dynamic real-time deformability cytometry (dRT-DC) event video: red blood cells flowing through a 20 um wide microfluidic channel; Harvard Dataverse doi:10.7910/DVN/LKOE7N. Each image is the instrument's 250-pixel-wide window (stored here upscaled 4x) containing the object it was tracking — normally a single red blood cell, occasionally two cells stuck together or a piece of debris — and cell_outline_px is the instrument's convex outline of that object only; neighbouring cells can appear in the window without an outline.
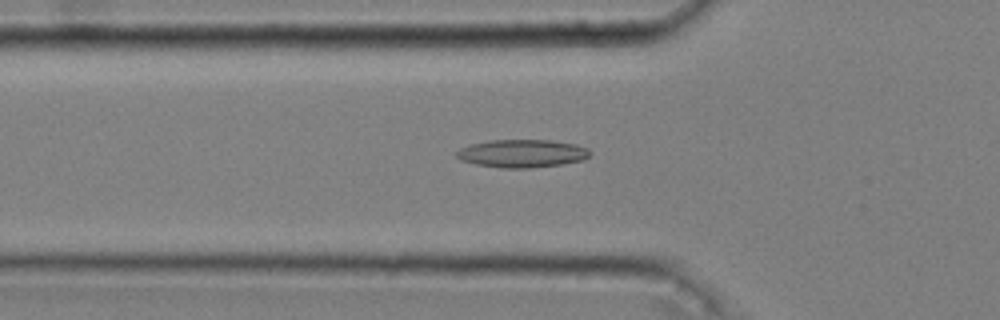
{"species": "common noctule bat (a hibernating species)", "species_latin": "Nyctalus noctula", "temperature_condition": "cold", "stored_images_in_passage": 48, "camera_frame_rate_fps": 3000, "um_per_image_px": 0.085, "animal": {"sex": "male", "body_mass_g": 20.4}, "frame": {"image": 1, "passage_image": 18, "time_ms": 5.667, "image_size_px": [1000, 320], "cell_outline_px": [[592, 152], [584, 160], [560, 164], [528, 168], [500, 168], [476, 164], [460, 160], [456, 156], [456, 152], [460, 148], [472, 144], [492, 140], [548, 140], [576, 144], [588, 148]], "centroid_in_image_um": [44.39, 13.04], "position_along_channel_um": 81.4, "area_um2": 21.68}}
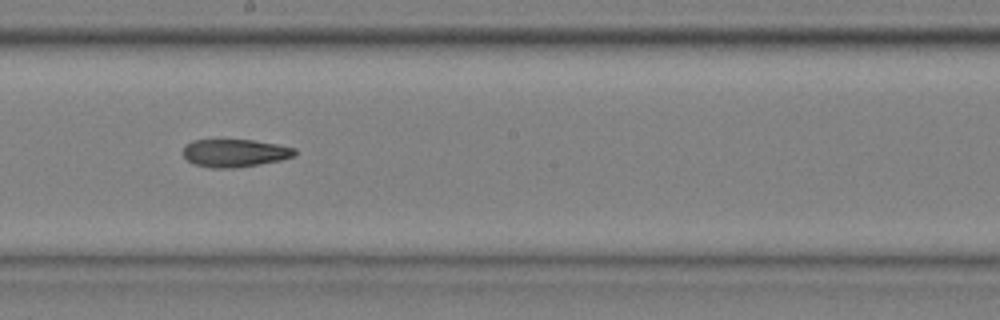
{"frame": {"image": 2, "passage_image": 30, "time_ms": 9.667, "image_size_px": [1000, 320], "cell_outline_px": [[296, 156], [280, 160], [260, 164], [236, 168], [212, 168], [192, 164], [184, 156], [184, 148], [192, 140], [252, 140], [276, 144], [296, 148]], "centroid_in_image_um": [19.98, 13.02], "position_along_channel_um": 228.2, "area_um2": 18.09}}
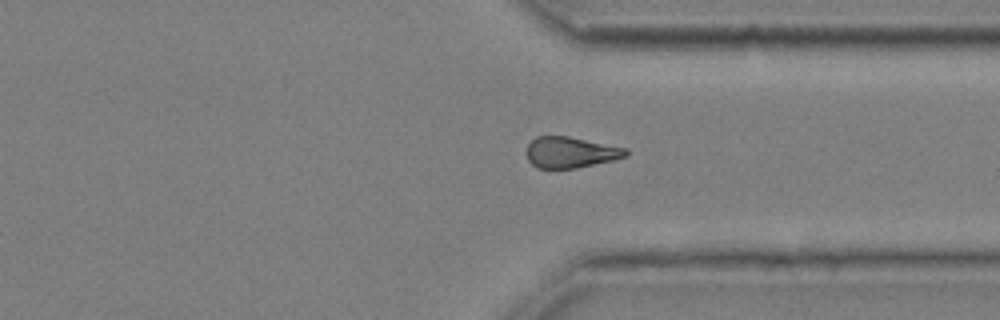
{"frame": {"image": 3, "passage_image": 41, "time_ms": 13.333, "image_size_px": [1000, 320], "cell_outline_px": [[628, 156], [612, 160], [576, 168], [536, 168], [528, 160], [528, 144], [536, 136], [568, 136], [628, 148]], "centroid_in_image_um": [48.52, 12.94], "position_along_channel_um": 362.9, "area_um2": 17.86}}